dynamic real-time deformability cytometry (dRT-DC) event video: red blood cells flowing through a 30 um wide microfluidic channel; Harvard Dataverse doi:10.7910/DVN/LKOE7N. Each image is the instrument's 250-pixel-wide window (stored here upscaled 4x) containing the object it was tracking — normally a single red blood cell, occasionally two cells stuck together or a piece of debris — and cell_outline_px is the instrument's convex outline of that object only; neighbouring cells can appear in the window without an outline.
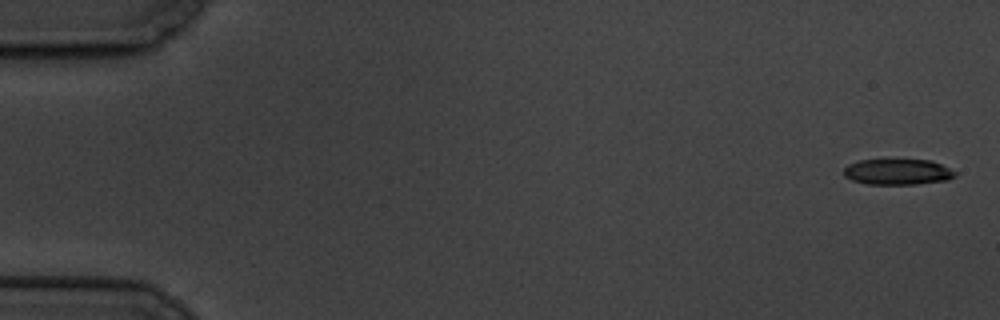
{"species": "common noctule bat (a hibernating species)", "species_latin": "Nyctalus noctula", "temperature_condition": "cold", "stored_images_in_passage": 6, "camera_frame_rate_fps": 3000, "um_per_image_px": 0.085, "animal": {"sex": "male", "body_mass_g": 19.5, "forearm_length_mm": 54.6}, "frame": {"image": 1, "passage_image": 1, "time_ms": 0.0, "image_size_px": [1000, 320], "cell_outline_px": [[956, 176], [948, 180], [916, 184], [868, 184], [852, 180], [844, 176], [844, 168], [848, 164], [860, 160], [932, 160], [956, 172]], "centroid_in_image_um": [76.3, 14.61], "position_along_channel_um": 8.7, "area_um2": 16.65}}
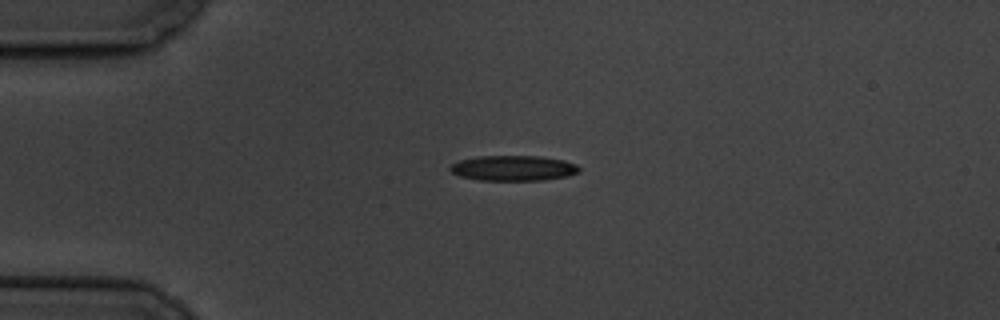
{"frame": {"image": 2, "passage_image": 4, "time_ms": 4.333, "image_size_px": [1000, 320], "cell_outline_px": [[580, 172], [568, 176], [544, 180], [480, 180], [460, 176], [452, 172], [448, 168], [452, 164], [460, 160], [476, 156], [540, 156], [564, 160], [576, 164], [580, 168]], "centroid_in_image_um": [43.66, 14.29], "position_along_channel_um": 41.3, "area_um2": 19.07}}
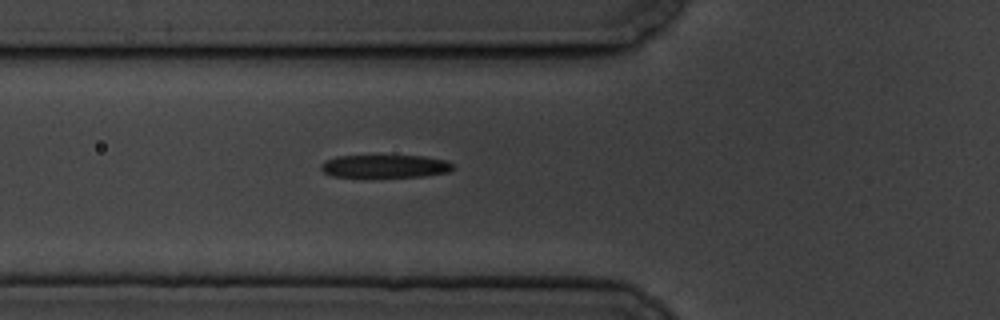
{"frame": {"image": 3, "passage_image": 6, "time_ms": 6.667, "image_size_px": [1000, 320], "cell_outline_px": [[456, 168], [448, 172], [424, 176], [332, 176], [324, 172], [320, 168], [320, 164], [324, 160], [336, 156], [424, 156], [448, 160], [456, 164]], "centroid_in_image_um": [32.79, 14.11], "position_along_channel_um": 93.0, "area_um2": 17.63}}